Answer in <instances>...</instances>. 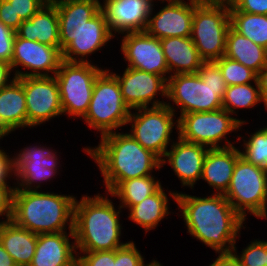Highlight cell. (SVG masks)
Returning a JSON list of instances; mask_svg holds the SVG:
<instances>
[{"mask_svg":"<svg viewBox=\"0 0 267 266\" xmlns=\"http://www.w3.org/2000/svg\"><path fill=\"white\" fill-rule=\"evenodd\" d=\"M175 204L190 236L212 248L217 255L232 254L247 222L223 194L211 192L210 195L199 197L180 191Z\"/></svg>","mask_w":267,"mask_h":266,"instance_id":"6da1fadb","label":"cell"},{"mask_svg":"<svg viewBox=\"0 0 267 266\" xmlns=\"http://www.w3.org/2000/svg\"><path fill=\"white\" fill-rule=\"evenodd\" d=\"M58 12L62 58L68 62L93 63L89 57L115 37L109 30L101 0H51Z\"/></svg>","mask_w":267,"mask_h":266,"instance_id":"7a4b0ae2","label":"cell"},{"mask_svg":"<svg viewBox=\"0 0 267 266\" xmlns=\"http://www.w3.org/2000/svg\"><path fill=\"white\" fill-rule=\"evenodd\" d=\"M103 177L102 187L111 193L122 181L154 175L160 171L161 159L153 152L143 148L126 131H116L100 137L97 146L82 148Z\"/></svg>","mask_w":267,"mask_h":266,"instance_id":"3957f363","label":"cell"},{"mask_svg":"<svg viewBox=\"0 0 267 266\" xmlns=\"http://www.w3.org/2000/svg\"><path fill=\"white\" fill-rule=\"evenodd\" d=\"M86 194L81 195L80 200L76 197L74 204L73 234L76 252L116 250L125 246L129 241L121 240L122 208L119 204L115 206L113 199L108 198V192H99L93 196Z\"/></svg>","mask_w":267,"mask_h":266,"instance_id":"277c9868","label":"cell"},{"mask_svg":"<svg viewBox=\"0 0 267 266\" xmlns=\"http://www.w3.org/2000/svg\"><path fill=\"white\" fill-rule=\"evenodd\" d=\"M77 196L42 190L15 189L11 220L35 234L73 231Z\"/></svg>","mask_w":267,"mask_h":266,"instance_id":"5b68a950","label":"cell"},{"mask_svg":"<svg viewBox=\"0 0 267 266\" xmlns=\"http://www.w3.org/2000/svg\"><path fill=\"white\" fill-rule=\"evenodd\" d=\"M226 88L217 63L204 61L197 73L169 76L166 105L176 115L180 113L178 119L186 113L216 111L223 108L222 99Z\"/></svg>","mask_w":267,"mask_h":266,"instance_id":"8992f818","label":"cell"},{"mask_svg":"<svg viewBox=\"0 0 267 266\" xmlns=\"http://www.w3.org/2000/svg\"><path fill=\"white\" fill-rule=\"evenodd\" d=\"M130 113L116 76L104 67L95 80L89 108L82 120L89 129L99 132L97 137H102L125 128Z\"/></svg>","mask_w":267,"mask_h":266,"instance_id":"52a82bcc","label":"cell"},{"mask_svg":"<svg viewBox=\"0 0 267 266\" xmlns=\"http://www.w3.org/2000/svg\"><path fill=\"white\" fill-rule=\"evenodd\" d=\"M229 28L228 0H194L190 37L204 61L224 56Z\"/></svg>","mask_w":267,"mask_h":266,"instance_id":"ba28073f","label":"cell"},{"mask_svg":"<svg viewBox=\"0 0 267 266\" xmlns=\"http://www.w3.org/2000/svg\"><path fill=\"white\" fill-rule=\"evenodd\" d=\"M234 210L247 222L248 213L267 219V170L237 159L232 179L223 194Z\"/></svg>","mask_w":267,"mask_h":266,"instance_id":"9c48e42d","label":"cell"},{"mask_svg":"<svg viewBox=\"0 0 267 266\" xmlns=\"http://www.w3.org/2000/svg\"><path fill=\"white\" fill-rule=\"evenodd\" d=\"M232 116L223 108L212 112L186 113L178 119V136L184 141L209 149L234 146L239 134L237 140H233L234 143L230 135L242 131L245 123Z\"/></svg>","mask_w":267,"mask_h":266,"instance_id":"30bf717a","label":"cell"},{"mask_svg":"<svg viewBox=\"0 0 267 266\" xmlns=\"http://www.w3.org/2000/svg\"><path fill=\"white\" fill-rule=\"evenodd\" d=\"M128 125L131 127L128 133L160 159L175 141L173 133H177V136L179 133L178 117L166 104L131 110L126 126Z\"/></svg>","mask_w":267,"mask_h":266,"instance_id":"8fae6325","label":"cell"},{"mask_svg":"<svg viewBox=\"0 0 267 266\" xmlns=\"http://www.w3.org/2000/svg\"><path fill=\"white\" fill-rule=\"evenodd\" d=\"M99 64L62 61L55 74L64 116L80 120L88 111Z\"/></svg>","mask_w":267,"mask_h":266,"instance_id":"7c38bea8","label":"cell"},{"mask_svg":"<svg viewBox=\"0 0 267 266\" xmlns=\"http://www.w3.org/2000/svg\"><path fill=\"white\" fill-rule=\"evenodd\" d=\"M37 144H28L13 153L16 180L12 182L20 190H41L42 183L50 182L62 171L59 152L46 144Z\"/></svg>","mask_w":267,"mask_h":266,"instance_id":"4fadbf2b","label":"cell"},{"mask_svg":"<svg viewBox=\"0 0 267 266\" xmlns=\"http://www.w3.org/2000/svg\"><path fill=\"white\" fill-rule=\"evenodd\" d=\"M62 61L60 47L26 40L16 34L10 65L15 78L55 76Z\"/></svg>","mask_w":267,"mask_h":266,"instance_id":"5bb4252c","label":"cell"},{"mask_svg":"<svg viewBox=\"0 0 267 266\" xmlns=\"http://www.w3.org/2000/svg\"><path fill=\"white\" fill-rule=\"evenodd\" d=\"M22 86L26 97L28 128H37L64 115L55 76L22 77Z\"/></svg>","mask_w":267,"mask_h":266,"instance_id":"9a60e30c","label":"cell"},{"mask_svg":"<svg viewBox=\"0 0 267 266\" xmlns=\"http://www.w3.org/2000/svg\"><path fill=\"white\" fill-rule=\"evenodd\" d=\"M111 71L117 78L123 100L130 110L166 104L167 80L163 76L131 67L124 68L121 74ZM158 96H161V101Z\"/></svg>","mask_w":267,"mask_h":266,"instance_id":"2e32d148","label":"cell"},{"mask_svg":"<svg viewBox=\"0 0 267 266\" xmlns=\"http://www.w3.org/2000/svg\"><path fill=\"white\" fill-rule=\"evenodd\" d=\"M121 36L120 51L124 55L126 67L157 74L168 80L169 69L158 38L146 31L129 32Z\"/></svg>","mask_w":267,"mask_h":266,"instance_id":"e0dca14e","label":"cell"},{"mask_svg":"<svg viewBox=\"0 0 267 266\" xmlns=\"http://www.w3.org/2000/svg\"><path fill=\"white\" fill-rule=\"evenodd\" d=\"M168 149L161 159V167L169 164L168 166L173 169V175L180 180L181 188L194 190L197 181L201 180L203 162L209 148L184 141L176 136Z\"/></svg>","mask_w":267,"mask_h":266,"instance_id":"ac0fdd59","label":"cell"},{"mask_svg":"<svg viewBox=\"0 0 267 266\" xmlns=\"http://www.w3.org/2000/svg\"><path fill=\"white\" fill-rule=\"evenodd\" d=\"M189 1V2H188ZM152 6L146 32L159 40L170 37H190L194 15V0H180L159 6L155 13Z\"/></svg>","mask_w":267,"mask_h":266,"instance_id":"d6986e66","label":"cell"},{"mask_svg":"<svg viewBox=\"0 0 267 266\" xmlns=\"http://www.w3.org/2000/svg\"><path fill=\"white\" fill-rule=\"evenodd\" d=\"M101 1L103 2H101V10L114 37L119 38V34L146 30L152 9L148 0Z\"/></svg>","mask_w":267,"mask_h":266,"instance_id":"ffe728a7","label":"cell"},{"mask_svg":"<svg viewBox=\"0 0 267 266\" xmlns=\"http://www.w3.org/2000/svg\"><path fill=\"white\" fill-rule=\"evenodd\" d=\"M29 266H77L73 231L37 234L35 254Z\"/></svg>","mask_w":267,"mask_h":266,"instance_id":"44dd1931","label":"cell"},{"mask_svg":"<svg viewBox=\"0 0 267 266\" xmlns=\"http://www.w3.org/2000/svg\"><path fill=\"white\" fill-rule=\"evenodd\" d=\"M241 156L239 147L209 149L204 162L201 180L206 182L214 194H224L232 179L237 159Z\"/></svg>","mask_w":267,"mask_h":266,"instance_id":"7402d4cb","label":"cell"},{"mask_svg":"<svg viewBox=\"0 0 267 266\" xmlns=\"http://www.w3.org/2000/svg\"><path fill=\"white\" fill-rule=\"evenodd\" d=\"M27 128V106L22 78L13 79L0 89V136Z\"/></svg>","mask_w":267,"mask_h":266,"instance_id":"603a6c76","label":"cell"},{"mask_svg":"<svg viewBox=\"0 0 267 266\" xmlns=\"http://www.w3.org/2000/svg\"><path fill=\"white\" fill-rule=\"evenodd\" d=\"M164 189L165 187L161 186L154 194L128 209V220L142 227L145 235L150 230H155L164 218L168 219L169 214H174V212L170 211L169 198L176 203L178 191H172L171 189L168 191L167 188L166 193Z\"/></svg>","mask_w":267,"mask_h":266,"instance_id":"cb8c5ba5","label":"cell"},{"mask_svg":"<svg viewBox=\"0 0 267 266\" xmlns=\"http://www.w3.org/2000/svg\"><path fill=\"white\" fill-rule=\"evenodd\" d=\"M16 34L23 39L60 47L59 18L55 4L49 0L29 20H23Z\"/></svg>","mask_w":267,"mask_h":266,"instance_id":"d4e9b609","label":"cell"},{"mask_svg":"<svg viewBox=\"0 0 267 266\" xmlns=\"http://www.w3.org/2000/svg\"><path fill=\"white\" fill-rule=\"evenodd\" d=\"M170 76L197 73L204 60L191 37H170L160 39Z\"/></svg>","mask_w":267,"mask_h":266,"instance_id":"484cf974","label":"cell"},{"mask_svg":"<svg viewBox=\"0 0 267 266\" xmlns=\"http://www.w3.org/2000/svg\"><path fill=\"white\" fill-rule=\"evenodd\" d=\"M0 242L17 266L31 264L35 254L37 234L8 220L4 221L0 228Z\"/></svg>","mask_w":267,"mask_h":266,"instance_id":"4316f807","label":"cell"},{"mask_svg":"<svg viewBox=\"0 0 267 266\" xmlns=\"http://www.w3.org/2000/svg\"><path fill=\"white\" fill-rule=\"evenodd\" d=\"M224 56L243 64L256 74L267 64V49L244 37L231 26L227 33Z\"/></svg>","mask_w":267,"mask_h":266,"instance_id":"83f0119b","label":"cell"},{"mask_svg":"<svg viewBox=\"0 0 267 266\" xmlns=\"http://www.w3.org/2000/svg\"><path fill=\"white\" fill-rule=\"evenodd\" d=\"M163 184L155 175L131 178L122 181L111 193V198L120 201L119 206L128 210L154 194Z\"/></svg>","mask_w":267,"mask_h":266,"instance_id":"f1b7e54d","label":"cell"},{"mask_svg":"<svg viewBox=\"0 0 267 266\" xmlns=\"http://www.w3.org/2000/svg\"><path fill=\"white\" fill-rule=\"evenodd\" d=\"M261 103L264 104L257 80L254 83L227 86L222 99L223 109L228 111L233 117L236 116V119L246 125L250 123L243 118H237L239 117V110L243 108L254 109L260 106L259 104Z\"/></svg>","mask_w":267,"mask_h":266,"instance_id":"f546056e","label":"cell"},{"mask_svg":"<svg viewBox=\"0 0 267 266\" xmlns=\"http://www.w3.org/2000/svg\"><path fill=\"white\" fill-rule=\"evenodd\" d=\"M230 26L255 44L267 49V15L236 10L229 3Z\"/></svg>","mask_w":267,"mask_h":266,"instance_id":"4dcf8cb0","label":"cell"},{"mask_svg":"<svg viewBox=\"0 0 267 266\" xmlns=\"http://www.w3.org/2000/svg\"><path fill=\"white\" fill-rule=\"evenodd\" d=\"M253 131L250 133L247 129L243 133L248 136L238 135V145H240L238 147H243L242 150L240 149L241 157L248 163L267 170V124Z\"/></svg>","mask_w":267,"mask_h":266,"instance_id":"1f68e13d","label":"cell"},{"mask_svg":"<svg viewBox=\"0 0 267 266\" xmlns=\"http://www.w3.org/2000/svg\"><path fill=\"white\" fill-rule=\"evenodd\" d=\"M227 86L254 83L257 80V74L237 61L231 60L225 56L215 60Z\"/></svg>","mask_w":267,"mask_h":266,"instance_id":"d6a6232c","label":"cell"},{"mask_svg":"<svg viewBox=\"0 0 267 266\" xmlns=\"http://www.w3.org/2000/svg\"><path fill=\"white\" fill-rule=\"evenodd\" d=\"M250 243V244H249ZM243 247L239 253L236 245L233 247L232 256L241 266H265L266 263V240L254 239Z\"/></svg>","mask_w":267,"mask_h":266,"instance_id":"836d02e7","label":"cell"},{"mask_svg":"<svg viewBox=\"0 0 267 266\" xmlns=\"http://www.w3.org/2000/svg\"><path fill=\"white\" fill-rule=\"evenodd\" d=\"M145 256L130 240L125 246L114 250V266H145Z\"/></svg>","mask_w":267,"mask_h":266,"instance_id":"e575fe53","label":"cell"},{"mask_svg":"<svg viewBox=\"0 0 267 266\" xmlns=\"http://www.w3.org/2000/svg\"><path fill=\"white\" fill-rule=\"evenodd\" d=\"M77 266H114V250L77 252Z\"/></svg>","mask_w":267,"mask_h":266,"instance_id":"d590c367","label":"cell"},{"mask_svg":"<svg viewBox=\"0 0 267 266\" xmlns=\"http://www.w3.org/2000/svg\"><path fill=\"white\" fill-rule=\"evenodd\" d=\"M15 13V19L29 20L49 0H7Z\"/></svg>","mask_w":267,"mask_h":266,"instance_id":"8d00e7d4","label":"cell"},{"mask_svg":"<svg viewBox=\"0 0 267 266\" xmlns=\"http://www.w3.org/2000/svg\"><path fill=\"white\" fill-rule=\"evenodd\" d=\"M16 31L0 21V61L11 65Z\"/></svg>","mask_w":267,"mask_h":266,"instance_id":"74e56055","label":"cell"},{"mask_svg":"<svg viewBox=\"0 0 267 266\" xmlns=\"http://www.w3.org/2000/svg\"><path fill=\"white\" fill-rule=\"evenodd\" d=\"M1 147L0 145V185H10L9 180H16L14 156L9 151L7 152V149L5 150V148L2 149Z\"/></svg>","mask_w":267,"mask_h":266,"instance_id":"f35d334b","label":"cell"},{"mask_svg":"<svg viewBox=\"0 0 267 266\" xmlns=\"http://www.w3.org/2000/svg\"><path fill=\"white\" fill-rule=\"evenodd\" d=\"M13 185H0V218L4 221L11 220L13 193L16 189Z\"/></svg>","mask_w":267,"mask_h":266,"instance_id":"ab89813d","label":"cell"},{"mask_svg":"<svg viewBox=\"0 0 267 266\" xmlns=\"http://www.w3.org/2000/svg\"><path fill=\"white\" fill-rule=\"evenodd\" d=\"M238 11L267 15V0H228Z\"/></svg>","mask_w":267,"mask_h":266,"instance_id":"60d3db41","label":"cell"},{"mask_svg":"<svg viewBox=\"0 0 267 266\" xmlns=\"http://www.w3.org/2000/svg\"><path fill=\"white\" fill-rule=\"evenodd\" d=\"M0 21L16 31L23 20L15 19V13L7 0H0Z\"/></svg>","mask_w":267,"mask_h":266,"instance_id":"b9f144b4","label":"cell"},{"mask_svg":"<svg viewBox=\"0 0 267 266\" xmlns=\"http://www.w3.org/2000/svg\"><path fill=\"white\" fill-rule=\"evenodd\" d=\"M257 81L259 84L261 98L264 102L262 107L267 110V64L257 74Z\"/></svg>","mask_w":267,"mask_h":266,"instance_id":"7bdbcfd3","label":"cell"},{"mask_svg":"<svg viewBox=\"0 0 267 266\" xmlns=\"http://www.w3.org/2000/svg\"><path fill=\"white\" fill-rule=\"evenodd\" d=\"M12 73L10 64L0 61V89L15 79Z\"/></svg>","mask_w":267,"mask_h":266,"instance_id":"ee69618b","label":"cell"},{"mask_svg":"<svg viewBox=\"0 0 267 266\" xmlns=\"http://www.w3.org/2000/svg\"><path fill=\"white\" fill-rule=\"evenodd\" d=\"M208 266H241L232 254H220Z\"/></svg>","mask_w":267,"mask_h":266,"instance_id":"f6af8a7d","label":"cell"},{"mask_svg":"<svg viewBox=\"0 0 267 266\" xmlns=\"http://www.w3.org/2000/svg\"><path fill=\"white\" fill-rule=\"evenodd\" d=\"M0 266H17L10 256V254L4 249L0 242Z\"/></svg>","mask_w":267,"mask_h":266,"instance_id":"bcb514c9","label":"cell"},{"mask_svg":"<svg viewBox=\"0 0 267 266\" xmlns=\"http://www.w3.org/2000/svg\"><path fill=\"white\" fill-rule=\"evenodd\" d=\"M177 1H180V0H148V2L152 6L158 5V4H155V3H160V5H161V3L164 4L166 2V4H169V3H174V2H177Z\"/></svg>","mask_w":267,"mask_h":266,"instance_id":"7dc6e473","label":"cell"},{"mask_svg":"<svg viewBox=\"0 0 267 266\" xmlns=\"http://www.w3.org/2000/svg\"><path fill=\"white\" fill-rule=\"evenodd\" d=\"M145 266H163L158 260L153 259L150 263H146Z\"/></svg>","mask_w":267,"mask_h":266,"instance_id":"c3c4849f","label":"cell"},{"mask_svg":"<svg viewBox=\"0 0 267 266\" xmlns=\"http://www.w3.org/2000/svg\"><path fill=\"white\" fill-rule=\"evenodd\" d=\"M265 266H267V240H266V263Z\"/></svg>","mask_w":267,"mask_h":266,"instance_id":"681fc988","label":"cell"},{"mask_svg":"<svg viewBox=\"0 0 267 266\" xmlns=\"http://www.w3.org/2000/svg\"><path fill=\"white\" fill-rule=\"evenodd\" d=\"M3 222H4V220L0 219V228H1L2 224H3Z\"/></svg>","mask_w":267,"mask_h":266,"instance_id":"f907efd6","label":"cell"}]
</instances>
